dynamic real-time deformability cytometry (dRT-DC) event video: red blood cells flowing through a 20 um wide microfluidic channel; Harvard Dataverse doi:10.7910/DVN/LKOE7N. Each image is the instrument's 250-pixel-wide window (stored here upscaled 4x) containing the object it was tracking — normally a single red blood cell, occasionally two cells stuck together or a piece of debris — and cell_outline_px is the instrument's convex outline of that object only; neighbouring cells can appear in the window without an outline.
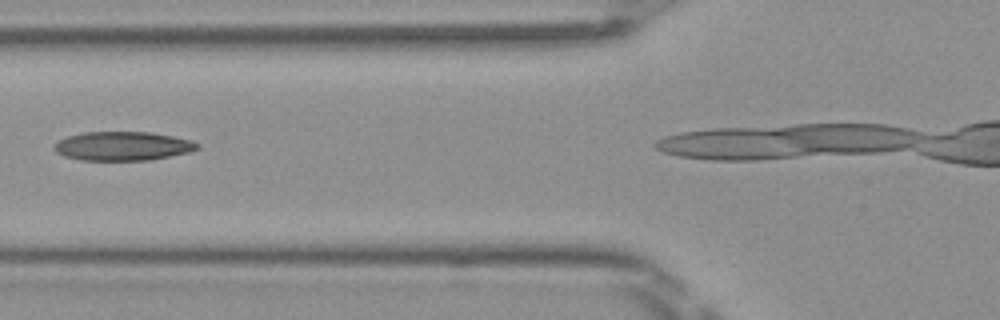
{"species": "Egyptian fruit bat (a non-hibernating species)", "species_latin": "Rousettus aegyptiacus", "temperature_condition": "room temperature", "stored_images_in_passage": 3, "camera_frame_rate_fps": 3000, "um_per_image_px": 0.085, "frame": {"image": 1, "passage_image": 2, "time_ms": 0.333, "image_size_px": [1000, 320], "cell_outline_px": [[200, 148], [192, 152], [148, 160], [80, 160], [64, 156], [56, 152], [52, 148], [56, 140], [68, 136], [84, 132], [152, 132], [192, 140], [200, 144]], "centroid_in_image_um": [10.43, 12.41], "position_along_channel_um": 115.4, "area_um2": 24.39}}